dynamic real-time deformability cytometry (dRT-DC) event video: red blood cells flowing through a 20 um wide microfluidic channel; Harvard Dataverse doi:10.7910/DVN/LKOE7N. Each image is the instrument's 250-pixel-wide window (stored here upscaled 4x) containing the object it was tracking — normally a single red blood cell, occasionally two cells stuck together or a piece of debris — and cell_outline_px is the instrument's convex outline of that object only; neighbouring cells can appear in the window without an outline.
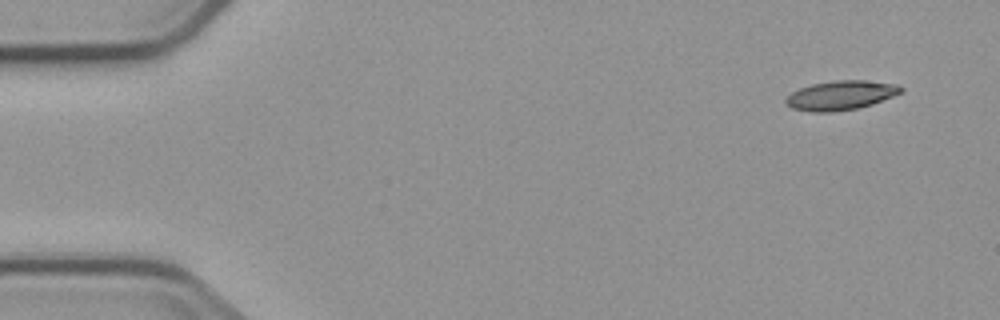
{"species": "common noctule bat (a hibernating species)", "species_latin": "Nyctalus noctula", "temperature_condition": "cold", "stored_images_in_passage": 4, "camera_frame_rate_fps": 3000, "um_per_image_px": 0.085, "animal": {"sex": "male", "body_mass_g": 23.1, "forearm_length_mm": 52.7}, "frame": {"image": 1, "passage_image": 1, "time_ms": 0.0, "image_size_px": [1000, 320], "cell_outline_px": [[904, 92], [872, 104], [856, 108], [832, 112], [812, 112], [792, 108], [784, 100], [792, 92], [800, 88], [812, 84], [836, 80], [864, 80], [896, 84], [904, 88]], "centroid_in_image_um": [71.49, 8.1], "position_along_channel_um": 13.5, "area_um2": 19.54}}
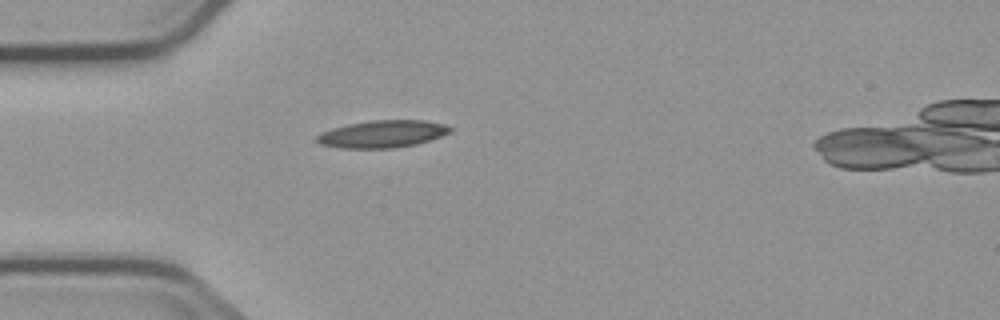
{"frame": {"image": 2, "passage_image": 4, "time_ms": 4.0, "image_size_px": [1000, 320], "cell_outline_px": [[452, 132], [416, 144], [392, 148], [340, 148], [320, 144], [316, 140], [316, 136], [320, 132], [332, 128], [348, 124], [372, 120], [424, 120], [444, 124], [452, 128]], "centroid_in_image_um": [32.48, 11.38], "position_along_channel_um": 52.5, "area_um2": 21.15}}